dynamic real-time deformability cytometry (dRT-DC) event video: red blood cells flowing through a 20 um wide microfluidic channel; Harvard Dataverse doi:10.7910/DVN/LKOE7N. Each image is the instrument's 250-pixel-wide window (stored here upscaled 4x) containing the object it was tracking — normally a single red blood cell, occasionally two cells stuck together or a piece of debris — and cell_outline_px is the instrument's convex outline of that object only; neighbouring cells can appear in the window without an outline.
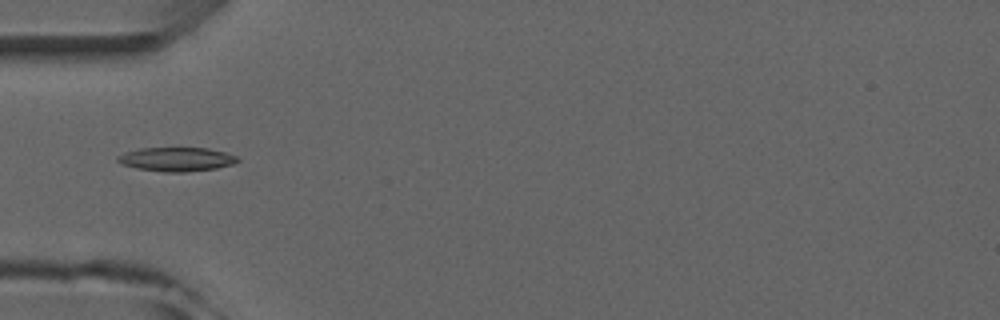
{"species": "common noctule bat (a hibernating species)", "species_latin": "Nyctalus noctula", "temperature_condition": "room temperature", "stored_images_in_passage": 6, "camera_frame_rate_fps": 3000, "um_per_image_px": 0.085, "animal": {"sex": "male", "forearm_length_mm": 52.5}, "frame": {"image": 1, "passage_image": 6, "time_ms": 5.333, "image_size_px": [1000, 320], "cell_outline_px": [[240, 160], [232, 164], [216, 168], [184, 172], [164, 172], [136, 168], [120, 164], [116, 160], [116, 156], [124, 152], [140, 148], [208, 148], [224, 152], [236, 156]], "centroid_in_image_um": [14.95, 13.53], "position_along_channel_um": 70.1, "area_um2": 16.76}}